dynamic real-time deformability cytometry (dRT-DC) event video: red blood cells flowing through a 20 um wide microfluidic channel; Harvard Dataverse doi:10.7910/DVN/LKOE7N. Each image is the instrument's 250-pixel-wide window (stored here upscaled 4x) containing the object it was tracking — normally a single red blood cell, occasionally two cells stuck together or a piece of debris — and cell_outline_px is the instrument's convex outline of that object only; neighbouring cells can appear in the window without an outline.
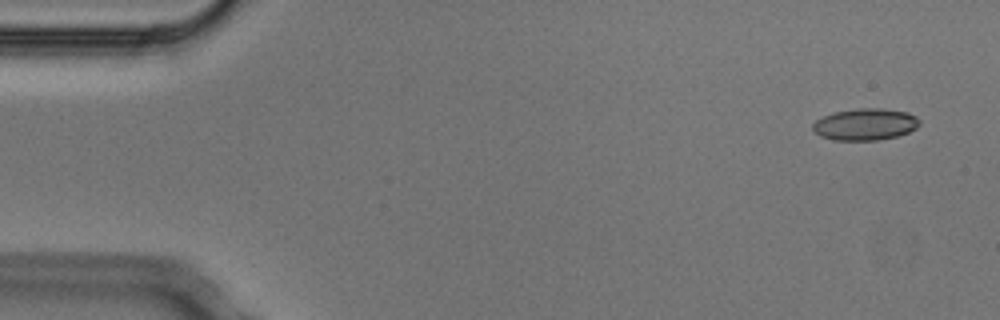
{"species": "Egyptian fruit bat (a non-hibernating species)", "species_latin": "Rousettus aegyptiacus", "temperature_condition": "cold", "stored_images_in_passage": 3, "camera_frame_rate_fps": 3000, "um_per_image_px": 0.085, "animal": {"sex": "male"}, "frame": {"image": 1, "passage_image": 1, "time_ms": 0.0, "image_size_px": [1000, 320], "cell_outline_px": [[920, 124], [916, 128], [908, 132], [896, 136], [876, 140], [832, 140], [820, 136], [812, 128], [812, 124], [816, 120], [832, 112], [856, 108], [880, 108], [908, 112], [916, 116], [920, 120]], "centroid_in_image_um": [73.54, 10.56], "position_along_channel_um": 11.5, "area_um2": 19.83}}
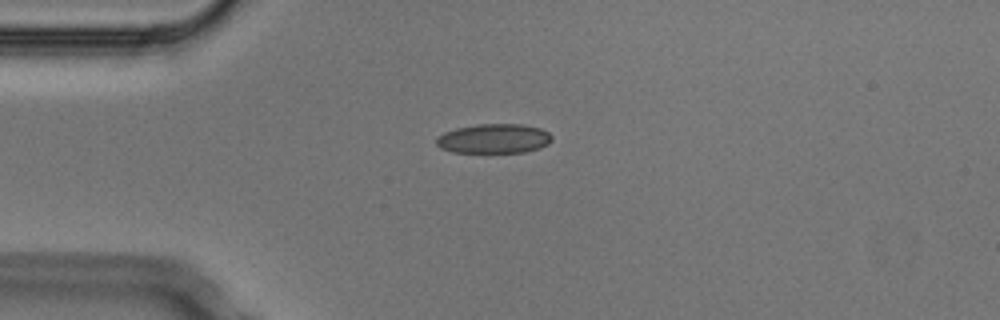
{"frame": {"image": 2, "passage_image": 3, "time_ms": 0.667, "image_size_px": [1000, 320], "cell_outline_px": [[552, 140], [548, 144], [540, 148], [524, 152], [452, 152], [440, 148], [436, 144], [436, 136], [444, 132], [456, 128], [476, 124], [524, 124], [540, 128], [548, 132], [552, 136]], "centroid_in_image_um": [41.97, 11.77], "position_along_channel_um": 43.0, "area_um2": 20.0}}